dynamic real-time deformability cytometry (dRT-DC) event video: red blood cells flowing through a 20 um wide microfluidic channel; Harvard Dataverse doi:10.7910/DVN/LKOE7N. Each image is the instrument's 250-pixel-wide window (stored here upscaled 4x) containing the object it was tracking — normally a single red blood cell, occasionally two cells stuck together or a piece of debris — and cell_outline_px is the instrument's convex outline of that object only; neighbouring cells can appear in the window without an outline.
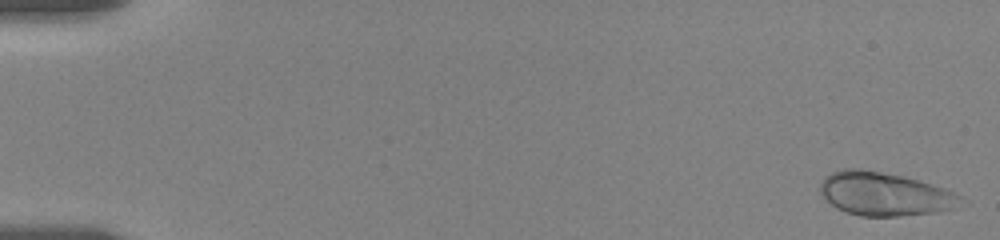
{"species": "human", "species_latin": "Homo sapiens", "temperature_condition": "room temperature", "stored_images_in_passage": 7, "camera_frame_rate_fps": 3000, "um_per_image_px": 0.085, "donor": {"sex": "female"}, "frame": {"image": 1, "passage_image": 2, "time_ms": 0.333, "image_size_px": [1000, 240], "cell_outline_px": [[960, 196], [952, 208], [940, 212], [900, 216], [860, 216], [844, 212], [836, 208], [820, 192], [820, 184], [824, 176], [832, 172], [844, 168], [860, 168], [904, 176], [920, 180], [944, 188]], "centroid_in_image_um": [75.11, 16.48], "position_along_channel_um": 9.9, "area_um2": 35.37}}